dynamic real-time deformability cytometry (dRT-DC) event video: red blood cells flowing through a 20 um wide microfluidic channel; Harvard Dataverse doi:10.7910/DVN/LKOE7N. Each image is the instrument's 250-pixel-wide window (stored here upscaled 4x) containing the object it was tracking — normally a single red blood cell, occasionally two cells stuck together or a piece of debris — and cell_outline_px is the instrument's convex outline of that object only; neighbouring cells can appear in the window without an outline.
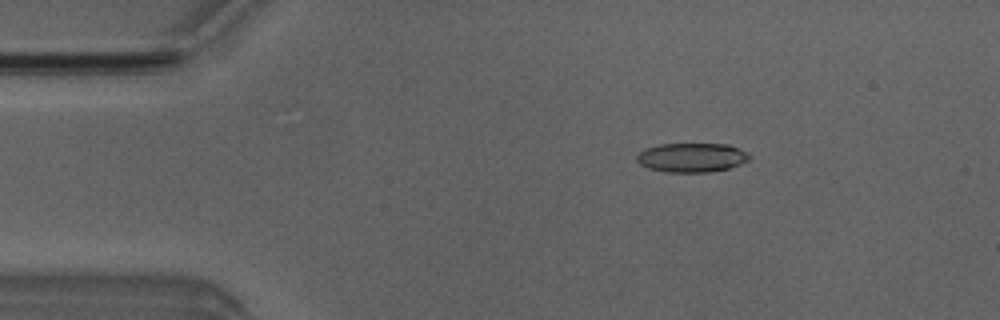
{"species": "Egyptian fruit bat (a non-hibernating species)", "species_latin": "Rousettus aegyptiacus", "temperature_condition": "room temperature", "stored_images_in_passage": 6, "camera_frame_rate_fps": 3000, "um_per_image_px": 0.085, "animal": {"sex": "male"}, "frame": {"image": 1, "passage_image": 3, "time_ms": 2.333, "image_size_px": [1000, 320], "cell_outline_px": [[752, 156], [748, 160], [740, 164], [728, 168], [708, 172], [664, 172], [648, 168], [640, 164], [636, 160], [636, 156], [644, 148], [660, 144], [728, 144], [740, 148], [748, 152]], "centroid_in_image_um": [58.8, 13.38], "position_along_channel_um": 26.2, "area_um2": 19.31}}